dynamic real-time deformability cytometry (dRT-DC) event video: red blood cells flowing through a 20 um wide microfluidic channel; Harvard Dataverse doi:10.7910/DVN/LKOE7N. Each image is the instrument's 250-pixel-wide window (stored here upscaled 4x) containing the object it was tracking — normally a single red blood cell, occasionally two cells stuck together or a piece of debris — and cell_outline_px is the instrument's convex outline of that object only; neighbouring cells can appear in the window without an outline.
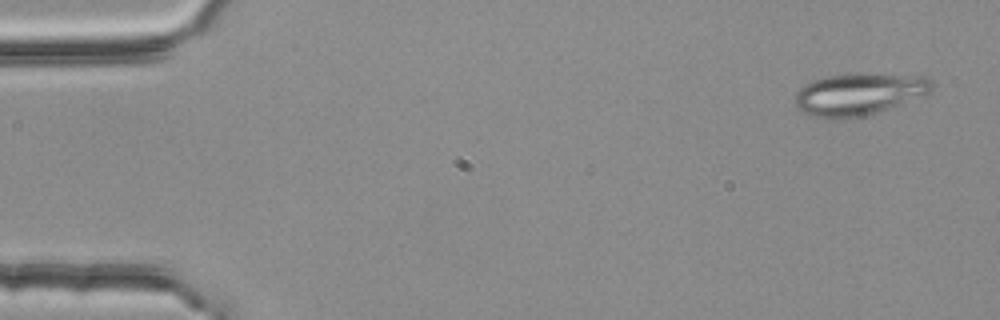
{"species": "common noctule bat (a hibernating species)", "species_latin": "Nyctalus noctula", "temperature_condition": "room temperature", "stored_images_in_passage": 2, "camera_frame_rate_fps": 3000, "um_per_image_px": 0.085, "animal": {"sex": "female", "body_mass_g": 25.1}, "frame": {"image": 1, "passage_image": 2, "time_ms": 0.333, "image_size_px": [1000, 320], "cell_outline_px": [[936, 84], [932, 92], [876, 112], [860, 116], [836, 120], [824, 120], [812, 116], [804, 112], [796, 104], [796, 92], [804, 84], [812, 80], [828, 76], [856, 72], [924, 76], [932, 80]], "centroid_in_image_um": [73.02, 7.98], "position_along_channel_um": 12.0, "area_um2": 33.87}}